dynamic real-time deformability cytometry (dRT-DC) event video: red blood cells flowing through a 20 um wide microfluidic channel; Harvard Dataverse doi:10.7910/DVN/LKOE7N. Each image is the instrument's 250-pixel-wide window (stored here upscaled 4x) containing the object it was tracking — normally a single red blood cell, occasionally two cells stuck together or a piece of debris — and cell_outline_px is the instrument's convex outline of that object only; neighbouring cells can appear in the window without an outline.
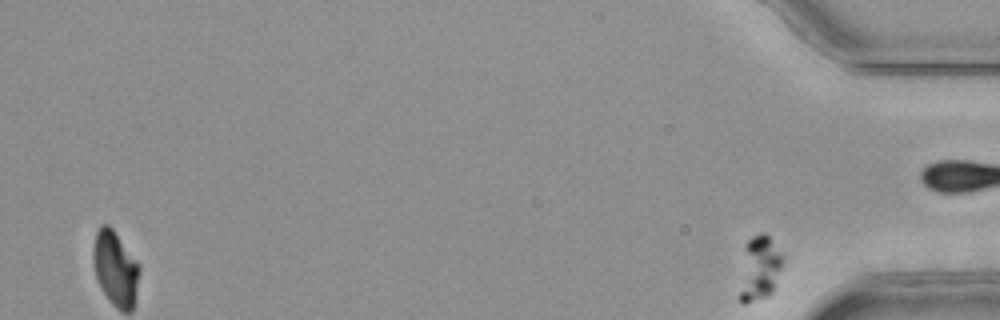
{"species": "common noctule bat (a hibernating species)", "species_latin": "Nyctalus noctula", "temperature_condition": "room temperature", "stored_images_in_passage": 48, "segment_of_instrument_passage": [2, 2], "camera_frame_rate_fps": 3000, "um_per_image_px": 0.085, "animal": {"sex": "female", "body_mass_g": 25.1}, "frame": {"image": 1, "passage_image": 48, "time_ms": 15.667, "image_size_px": [1000, 320], "cell_outline_px": [[784, 260], [772, 292], [768, 296], [744, 304], [740, 304], [740, 292], [744, 248], [748, 240], [752, 236], [760, 232], [764, 232], [768, 236], [784, 256]], "centroid_in_image_um": [64.57, 22.79], "position_along_channel_um": 370.6, "area_um2": 16.07}}